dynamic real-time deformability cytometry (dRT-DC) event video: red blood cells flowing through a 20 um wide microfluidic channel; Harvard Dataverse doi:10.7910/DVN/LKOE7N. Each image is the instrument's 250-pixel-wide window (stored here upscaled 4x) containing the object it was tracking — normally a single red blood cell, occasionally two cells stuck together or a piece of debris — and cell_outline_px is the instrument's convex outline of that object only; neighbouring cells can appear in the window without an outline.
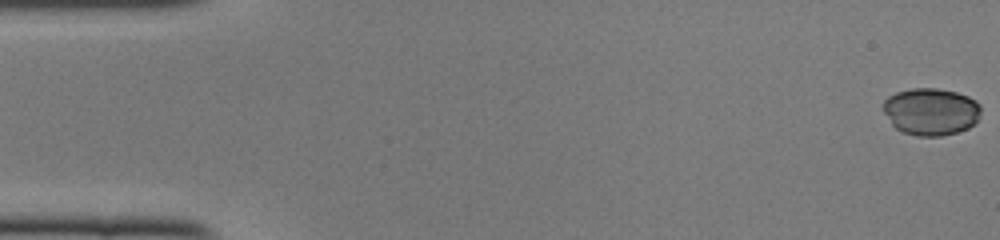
{"species": "common noctule bat (a hibernating species)", "species_latin": "Nyctalus noctula", "temperature_condition": "cold", "stored_images_in_passage": 49, "camera_frame_rate_fps": 3000, "um_per_image_px": 0.085, "animal": {"sex": "female", "body_mass_g": 22.0, "forearm_length_mm": 56.7}, "frame": {"image": 1, "passage_image": 1, "time_ms": 0.0, "image_size_px": [1000, 240], "cell_outline_px": [[980, 112], [976, 120], [968, 128], [956, 132], [940, 136], [916, 136], [904, 132], [896, 128], [892, 124], [884, 112], [884, 100], [888, 96], [896, 92], [912, 88], [936, 88], [956, 92], [968, 96], [976, 100], [980, 104]], "centroid_in_image_um": [79.12, 9.47], "position_along_channel_um": 5.9, "area_um2": 26.76}}
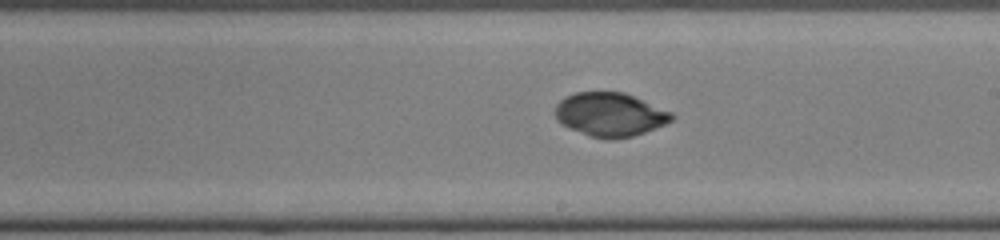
{"frame": {"image": 2, "passage_image": 28, "time_ms": 9.0, "image_size_px": [1000, 240], "cell_outline_px": [[676, 116], [672, 120], [664, 124], [644, 132], [632, 136], [608, 140], [588, 136], [568, 128], [560, 124], [556, 120], [556, 104], [564, 96], [576, 92], [624, 92], [672, 112]], "centroid_in_image_um": [51.82, 9.74], "position_along_channel_um": 237.2, "area_um2": 29.82}}
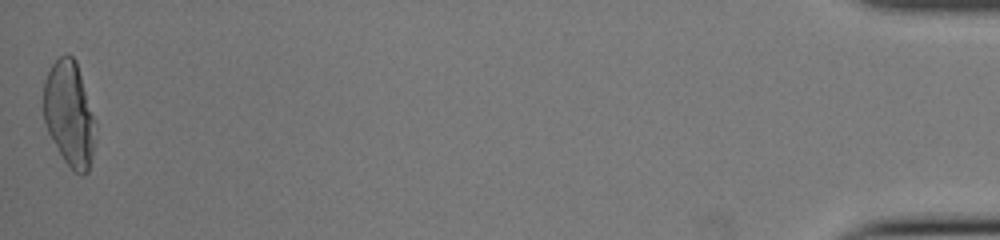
{"frame": {"image": 3, "passage_image": 49, "time_ms": 16.0, "image_size_px": [1000, 240], "cell_outline_px": [[96, 124], [92, 156], [88, 172], [84, 176], [80, 176], [64, 160], [48, 132], [44, 120], [44, 80], [52, 64], [64, 52], [68, 52], [76, 60]], "centroid_in_image_um": [5.9, 9.66], "position_along_channel_um": 429.3, "area_um2": 31.62}, "authors_computed_cell_mechanics": {"area_um2": 29.478, "velocity_mm_per_s": 4.1199, "shape_relaxation_time_tau1_ms": null, "shape_relaxation_time_tau2_ms": 1.3734, "deformation_change_tau1": null, "deformation_change_tau2": 0.0265}}